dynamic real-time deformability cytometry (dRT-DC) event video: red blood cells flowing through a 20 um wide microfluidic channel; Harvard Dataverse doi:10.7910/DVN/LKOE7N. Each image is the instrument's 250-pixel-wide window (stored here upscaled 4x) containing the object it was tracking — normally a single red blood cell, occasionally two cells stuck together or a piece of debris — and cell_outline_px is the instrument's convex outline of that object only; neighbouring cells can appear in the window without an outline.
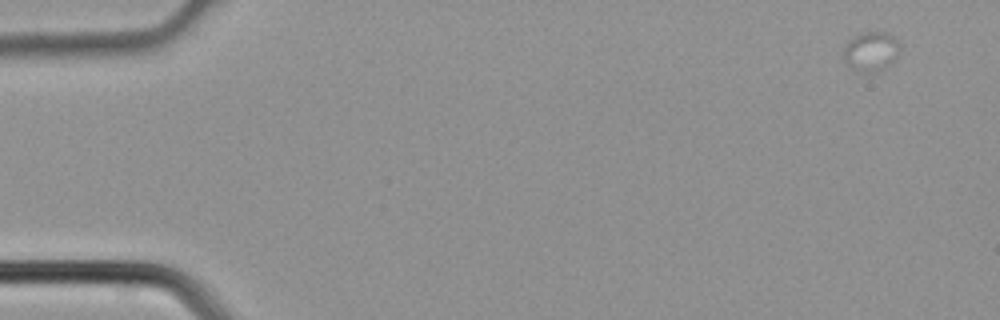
{"species": "common noctule bat (a hibernating species)", "species_latin": "Nyctalus noctula", "temperature_condition": "cold", "stored_images_in_passage": 3, "camera_frame_rate_fps": 3000, "um_per_image_px": 0.085, "animal": {"sex": "male", "body_mass_g": 21.5, "forearm_length_mm": 52.0}, "frame": {"image": 1, "passage_image": 1, "time_ms": 0.0, "image_size_px": [1000, 320], "cell_outline_px": [[900, 48], [896, 56], [888, 64], [880, 68], [868, 72], [852, 68], [844, 60], [844, 48], [848, 40], [860, 32], [888, 32], [900, 44]], "centroid_in_image_um": [74.01, 4.31], "position_along_channel_um": 11.0, "area_um2": 12.48}}